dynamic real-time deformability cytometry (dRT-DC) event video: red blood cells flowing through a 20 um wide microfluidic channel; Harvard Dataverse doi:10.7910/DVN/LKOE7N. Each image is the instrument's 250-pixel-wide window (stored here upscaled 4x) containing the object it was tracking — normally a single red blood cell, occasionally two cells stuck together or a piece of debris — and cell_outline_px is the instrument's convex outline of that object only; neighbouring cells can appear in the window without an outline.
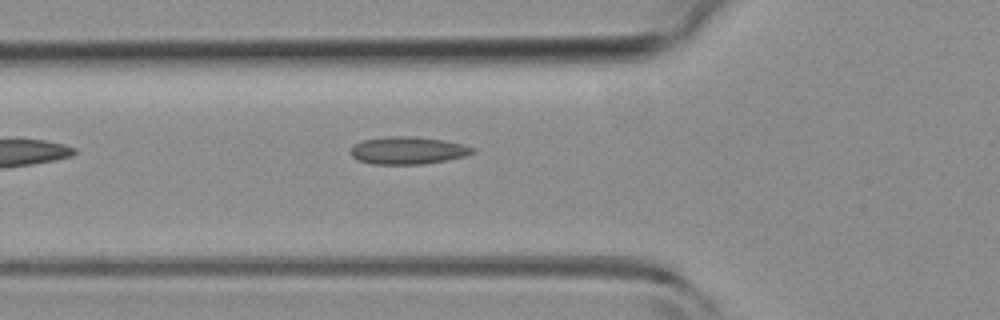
{"species": "common noctule bat (a hibernating species)", "species_latin": "Nyctalus noctula", "temperature_condition": "room temperature", "stored_images_in_passage": 5, "camera_frame_rate_fps": 3000, "um_per_image_px": 0.085, "animal": {"sex": "female", "body_mass_g": 19.3, "forearm_length_mm": 54.1}, "frame": {"image": 1, "passage_image": 5, "time_ms": 1.333, "image_size_px": [1000, 320], "cell_outline_px": [[476, 152], [464, 156], [448, 160], [424, 164], [372, 164], [356, 160], [348, 152], [356, 144], [364, 140], [388, 136], [412, 136], [444, 140], [464, 144], [476, 148]], "centroid_in_image_um": [34.69, 12.79], "position_along_channel_um": 91.1, "area_um2": 19.71}}